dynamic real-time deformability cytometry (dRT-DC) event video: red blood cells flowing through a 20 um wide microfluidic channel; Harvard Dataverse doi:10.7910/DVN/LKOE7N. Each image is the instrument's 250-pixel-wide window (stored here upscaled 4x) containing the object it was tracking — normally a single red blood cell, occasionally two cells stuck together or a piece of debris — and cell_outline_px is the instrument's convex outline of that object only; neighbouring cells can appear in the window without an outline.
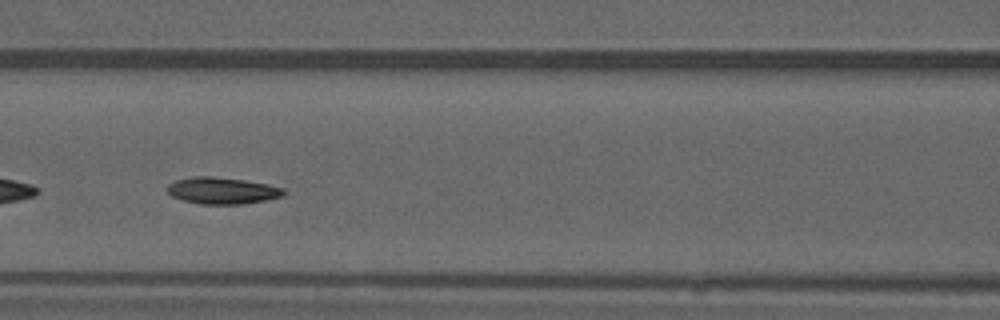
{"species": "common noctule bat (a hibernating species)", "species_latin": "Nyctalus noctula", "temperature_condition": "warm", "stored_images_in_passage": 28, "camera_frame_rate_fps": 3000, "um_per_image_px": 0.085, "animal": {"sex": "male", "forearm_length_mm": 52.5}, "frame": {"image": 1, "passage_image": 12, "time_ms": 3.667, "image_size_px": [1000, 320], "cell_outline_px": [[288, 192], [284, 196], [244, 204], [200, 204], [184, 200], [172, 196], [164, 188], [168, 184], [176, 180], [192, 176], [212, 176], [244, 180], [268, 184], [284, 188]], "centroid_in_image_um": [18.9, 16.2], "position_along_channel_um": 147.7, "area_um2": 18.26}}